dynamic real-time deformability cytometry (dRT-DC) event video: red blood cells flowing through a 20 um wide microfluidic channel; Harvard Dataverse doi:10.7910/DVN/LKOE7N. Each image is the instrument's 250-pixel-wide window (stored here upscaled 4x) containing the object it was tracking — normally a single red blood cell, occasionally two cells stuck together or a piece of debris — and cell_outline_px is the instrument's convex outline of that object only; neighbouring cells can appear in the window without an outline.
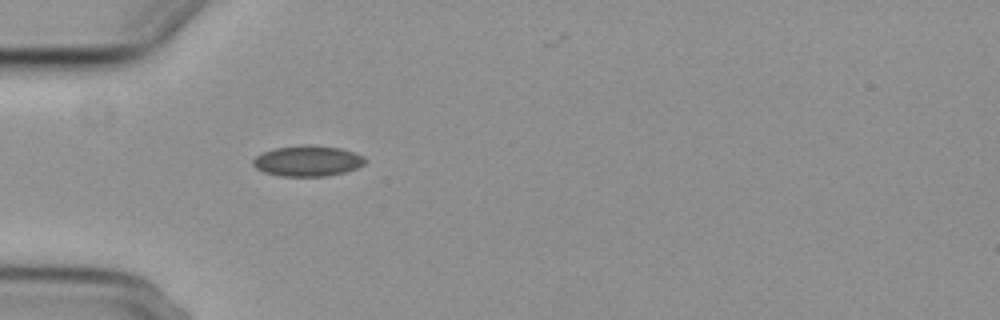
{"species": "common noctule bat (a hibernating species)", "species_latin": "Nyctalus noctula", "temperature_condition": "cold", "stored_images_in_passage": 2, "camera_frame_rate_fps": 3000, "um_per_image_px": 0.085, "animal": {"sex": "female", "body_mass_g": 29.2, "forearm_length_mm": 56.3}, "frame": {"image": 1, "passage_image": 1, "time_ms": 0.0, "image_size_px": [1000, 320], "cell_outline_px": [[364, 164], [356, 168], [344, 172], [324, 176], [280, 176], [264, 172], [256, 168], [252, 164], [252, 160], [256, 156], [264, 152], [276, 148], [308, 144], [340, 148], [364, 156]], "centroid_in_image_um": [26.12, 13.68], "position_along_channel_um": 58.9, "area_um2": 19.83}}